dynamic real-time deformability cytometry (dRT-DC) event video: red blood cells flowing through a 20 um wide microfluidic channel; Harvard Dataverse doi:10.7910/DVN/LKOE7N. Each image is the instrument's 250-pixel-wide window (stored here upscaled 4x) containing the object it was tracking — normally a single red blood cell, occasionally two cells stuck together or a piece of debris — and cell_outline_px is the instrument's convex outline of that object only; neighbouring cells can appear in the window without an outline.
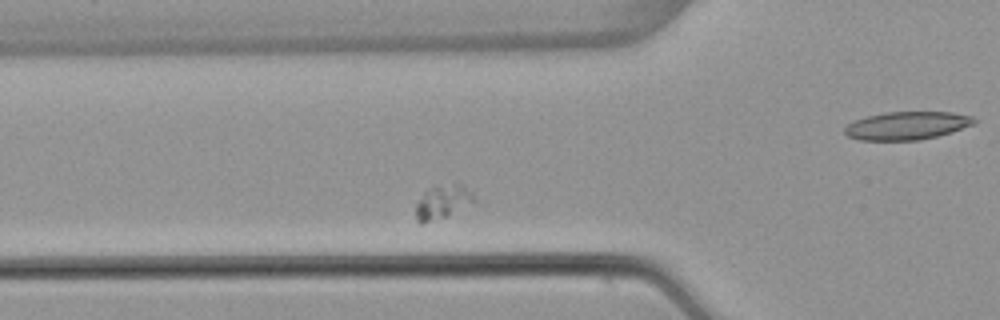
{"species": "common noctule bat (a hibernating species)", "species_latin": "Nyctalus noctula", "temperature_condition": "warm", "stored_images_in_passage": 42, "segment_of_instrument_passage": [2, 2], "camera_frame_rate_fps": 3000, "um_per_image_px": 0.085, "animal": {"sex": "female", "body_mass_g": 22.7, "forearm_length_mm": 54.2}, "frame": {"image": 1, "passage_image": 15, "time_ms": 4.667, "image_size_px": [1000, 320], "cell_outline_px": [[472, 200], [444, 216], [420, 224], [416, 220], [416, 204], [424, 192], [436, 184], [456, 180], [460, 180], [472, 192]], "centroid_in_image_um": [37.57, 17.04], "position_along_channel_um": 88.2, "area_um2": 11.27}}
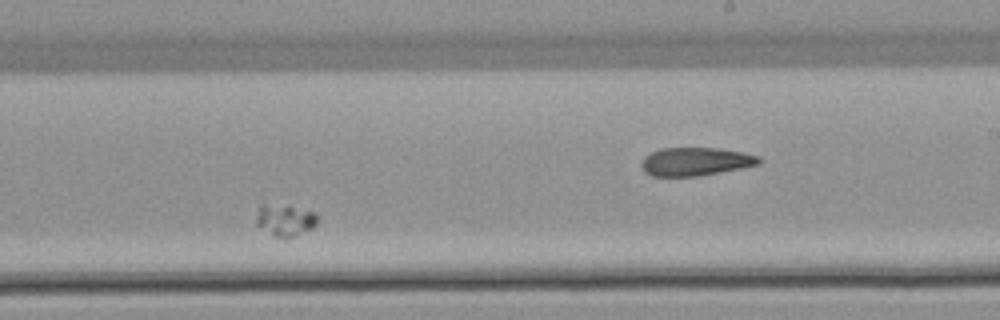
{"frame": {"image": 2, "passage_image": 30, "time_ms": 9.667, "image_size_px": [1000, 320], "cell_outline_px": [[316, 224], [312, 228], [288, 240], [276, 236], [256, 224], [256, 220], [260, 204], [288, 204], [316, 212]], "centroid_in_image_um": [24.26, 18.69], "position_along_channel_um": 264.7, "area_um2": 11.5}}
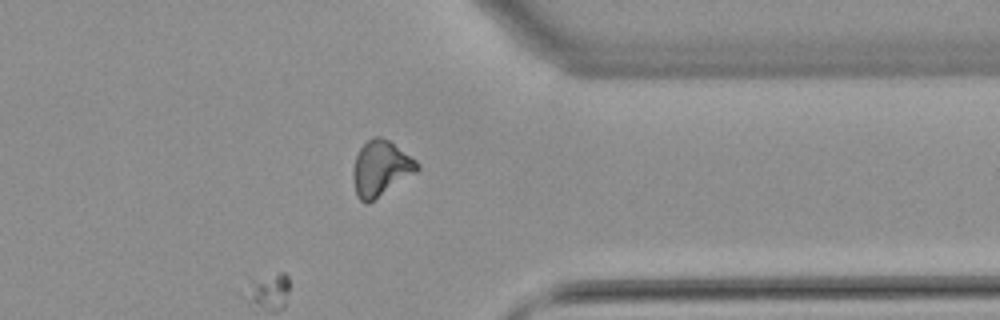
{"frame": {"image": 3, "passage_image": 42, "time_ms": 13.667, "image_size_px": [1000, 320], "cell_outline_px": [[420, 168], [416, 172], [368, 204], [364, 204], [356, 196], [352, 180], [352, 172], [356, 156], [360, 148], [372, 136], [380, 136], [388, 140], [416, 160], [420, 164]], "centroid_in_image_um": [32.33, 14.33], "position_along_channel_um": 379.1, "area_um2": 20.69}}